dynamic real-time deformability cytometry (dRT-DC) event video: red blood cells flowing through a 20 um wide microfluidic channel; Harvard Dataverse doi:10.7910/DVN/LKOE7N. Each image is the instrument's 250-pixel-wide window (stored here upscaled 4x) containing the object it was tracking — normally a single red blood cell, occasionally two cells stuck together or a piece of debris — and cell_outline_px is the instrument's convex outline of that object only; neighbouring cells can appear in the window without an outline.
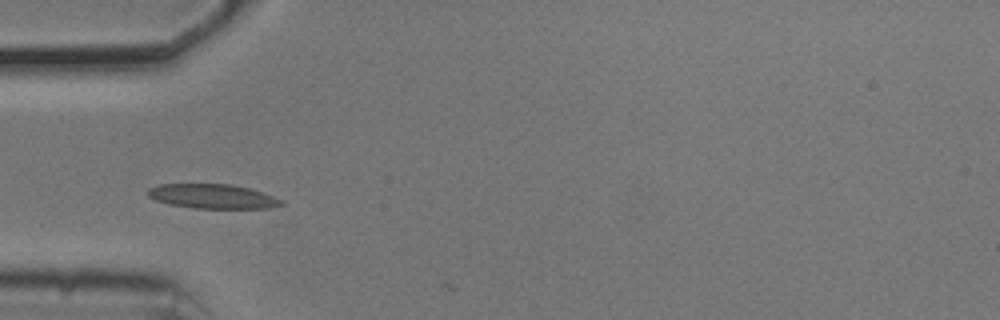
{"species": "common noctule bat (a hibernating species)", "species_latin": "Nyctalus noctula", "temperature_condition": "cold", "stored_images_in_passage": 3, "camera_frame_rate_fps": 3000, "um_per_image_px": 0.085, "animal": {"sex": "male", "body_mass_g": 20.5, "forearm_length_mm": 52.5}, "frame": {"image": 1, "passage_image": 1, "time_ms": 0.0, "image_size_px": [1000, 320], "cell_outline_px": [[284, 204], [268, 208], [196, 208], [168, 204], [156, 200], [148, 196], [148, 188], [160, 184], [232, 184], [248, 188], [284, 200]], "centroid_in_image_um": [18.05, 16.69], "position_along_channel_um": 66.9, "area_um2": 18.84}}